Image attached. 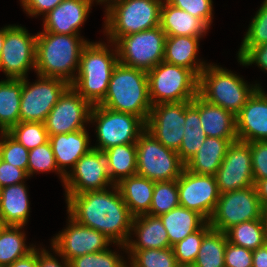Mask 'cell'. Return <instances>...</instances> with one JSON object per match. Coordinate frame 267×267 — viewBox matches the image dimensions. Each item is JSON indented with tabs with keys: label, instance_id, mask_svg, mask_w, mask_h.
I'll return each instance as SVG.
<instances>
[{
	"label": "cell",
	"instance_id": "680465c9",
	"mask_svg": "<svg viewBox=\"0 0 267 267\" xmlns=\"http://www.w3.org/2000/svg\"><path fill=\"white\" fill-rule=\"evenodd\" d=\"M111 1H114V0H97V4L98 3H100V4H102V3L104 4L105 3L107 5Z\"/></svg>",
	"mask_w": 267,
	"mask_h": 267
},
{
	"label": "cell",
	"instance_id": "6da1fadb",
	"mask_svg": "<svg viewBox=\"0 0 267 267\" xmlns=\"http://www.w3.org/2000/svg\"><path fill=\"white\" fill-rule=\"evenodd\" d=\"M110 188L65 194L67 213L77 223L101 232L126 252L125 245L131 237L134 216L122 199L117 185Z\"/></svg>",
	"mask_w": 267,
	"mask_h": 267
},
{
	"label": "cell",
	"instance_id": "d590c367",
	"mask_svg": "<svg viewBox=\"0 0 267 267\" xmlns=\"http://www.w3.org/2000/svg\"><path fill=\"white\" fill-rule=\"evenodd\" d=\"M225 232L211 229L204 237L193 265L195 267H225Z\"/></svg>",
	"mask_w": 267,
	"mask_h": 267
},
{
	"label": "cell",
	"instance_id": "52a82bcc",
	"mask_svg": "<svg viewBox=\"0 0 267 267\" xmlns=\"http://www.w3.org/2000/svg\"><path fill=\"white\" fill-rule=\"evenodd\" d=\"M147 77L152 106L192 101L198 95L199 77L186 67L162 61L147 72Z\"/></svg>",
	"mask_w": 267,
	"mask_h": 267
},
{
	"label": "cell",
	"instance_id": "e0dca14e",
	"mask_svg": "<svg viewBox=\"0 0 267 267\" xmlns=\"http://www.w3.org/2000/svg\"><path fill=\"white\" fill-rule=\"evenodd\" d=\"M191 101L153 105L146 130L165 147L178 151L184 136L185 109Z\"/></svg>",
	"mask_w": 267,
	"mask_h": 267
},
{
	"label": "cell",
	"instance_id": "c3c4849f",
	"mask_svg": "<svg viewBox=\"0 0 267 267\" xmlns=\"http://www.w3.org/2000/svg\"><path fill=\"white\" fill-rule=\"evenodd\" d=\"M253 250L236 246L227 241L225 267H252Z\"/></svg>",
	"mask_w": 267,
	"mask_h": 267
},
{
	"label": "cell",
	"instance_id": "44dd1931",
	"mask_svg": "<svg viewBox=\"0 0 267 267\" xmlns=\"http://www.w3.org/2000/svg\"><path fill=\"white\" fill-rule=\"evenodd\" d=\"M93 1L63 0L53 10L43 16V31L56 34H80V28L86 22Z\"/></svg>",
	"mask_w": 267,
	"mask_h": 267
},
{
	"label": "cell",
	"instance_id": "ffe728a7",
	"mask_svg": "<svg viewBox=\"0 0 267 267\" xmlns=\"http://www.w3.org/2000/svg\"><path fill=\"white\" fill-rule=\"evenodd\" d=\"M260 87L253 92L236 115V133L239 141H267V94Z\"/></svg>",
	"mask_w": 267,
	"mask_h": 267
},
{
	"label": "cell",
	"instance_id": "b9f144b4",
	"mask_svg": "<svg viewBox=\"0 0 267 267\" xmlns=\"http://www.w3.org/2000/svg\"><path fill=\"white\" fill-rule=\"evenodd\" d=\"M0 158L27 173L29 150L7 132H0Z\"/></svg>",
	"mask_w": 267,
	"mask_h": 267
},
{
	"label": "cell",
	"instance_id": "ee69618b",
	"mask_svg": "<svg viewBox=\"0 0 267 267\" xmlns=\"http://www.w3.org/2000/svg\"><path fill=\"white\" fill-rule=\"evenodd\" d=\"M240 47H255L267 43V0L251 20Z\"/></svg>",
	"mask_w": 267,
	"mask_h": 267
},
{
	"label": "cell",
	"instance_id": "836d02e7",
	"mask_svg": "<svg viewBox=\"0 0 267 267\" xmlns=\"http://www.w3.org/2000/svg\"><path fill=\"white\" fill-rule=\"evenodd\" d=\"M185 119V132L177 151L184 165L194 157L207 137L202 129L199 111L191 103L185 109Z\"/></svg>",
	"mask_w": 267,
	"mask_h": 267
},
{
	"label": "cell",
	"instance_id": "60d3db41",
	"mask_svg": "<svg viewBox=\"0 0 267 267\" xmlns=\"http://www.w3.org/2000/svg\"><path fill=\"white\" fill-rule=\"evenodd\" d=\"M208 221L198 230L186 236L183 240L172 246L177 264H193L203 240L211 230Z\"/></svg>",
	"mask_w": 267,
	"mask_h": 267
},
{
	"label": "cell",
	"instance_id": "ab89813d",
	"mask_svg": "<svg viewBox=\"0 0 267 267\" xmlns=\"http://www.w3.org/2000/svg\"><path fill=\"white\" fill-rule=\"evenodd\" d=\"M51 171L57 172L61 182L64 183L65 175L58 169L51 144L48 141L29 151L27 175L30 178L35 173Z\"/></svg>",
	"mask_w": 267,
	"mask_h": 267
},
{
	"label": "cell",
	"instance_id": "ac0fdd59",
	"mask_svg": "<svg viewBox=\"0 0 267 267\" xmlns=\"http://www.w3.org/2000/svg\"><path fill=\"white\" fill-rule=\"evenodd\" d=\"M215 178L220 194L254 186L250 143L232 142Z\"/></svg>",
	"mask_w": 267,
	"mask_h": 267
},
{
	"label": "cell",
	"instance_id": "f5cc1de1",
	"mask_svg": "<svg viewBox=\"0 0 267 267\" xmlns=\"http://www.w3.org/2000/svg\"><path fill=\"white\" fill-rule=\"evenodd\" d=\"M252 267H267V242L253 250Z\"/></svg>",
	"mask_w": 267,
	"mask_h": 267
},
{
	"label": "cell",
	"instance_id": "7402d4cb",
	"mask_svg": "<svg viewBox=\"0 0 267 267\" xmlns=\"http://www.w3.org/2000/svg\"><path fill=\"white\" fill-rule=\"evenodd\" d=\"M191 104L199 111L202 129L207 137L237 139L236 116L232 112L208 102L199 94Z\"/></svg>",
	"mask_w": 267,
	"mask_h": 267
},
{
	"label": "cell",
	"instance_id": "11a10c76",
	"mask_svg": "<svg viewBox=\"0 0 267 267\" xmlns=\"http://www.w3.org/2000/svg\"><path fill=\"white\" fill-rule=\"evenodd\" d=\"M262 207L267 205V178L257 180L254 184Z\"/></svg>",
	"mask_w": 267,
	"mask_h": 267
},
{
	"label": "cell",
	"instance_id": "f907efd6",
	"mask_svg": "<svg viewBox=\"0 0 267 267\" xmlns=\"http://www.w3.org/2000/svg\"><path fill=\"white\" fill-rule=\"evenodd\" d=\"M63 0H20L21 6L28 16L46 15Z\"/></svg>",
	"mask_w": 267,
	"mask_h": 267
},
{
	"label": "cell",
	"instance_id": "2e32d148",
	"mask_svg": "<svg viewBox=\"0 0 267 267\" xmlns=\"http://www.w3.org/2000/svg\"><path fill=\"white\" fill-rule=\"evenodd\" d=\"M112 183L103 151L91 149L65 176V194L107 189Z\"/></svg>",
	"mask_w": 267,
	"mask_h": 267
},
{
	"label": "cell",
	"instance_id": "9a60e30c",
	"mask_svg": "<svg viewBox=\"0 0 267 267\" xmlns=\"http://www.w3.org/2000/svg\"><path fill=\"white\" fill-rule=\"evenodd\" d=\"M177 186L179 204L198 212L208 221L220 196L215 176L195 174L184 167Z\"/></svg>",
	"mask_w": 267,
	"mask_h": 267
},
{
	"label": "cell",
	"instance_id": "cb8c5ba5",
	"mask_svg": "<svg viewBox=\"0 0 267 267\" xmlns=\"http://www.w3.org/2000/svg\"><path fill=\"white\" fill-rule=\"evenodd\" d=\"M134 234L136 240L130 238L125 245L126 250L165 249L170 247L167 231L159 216L149 214L135 216L130 236Z\"/></svg>",
	"mask_w": 267,
	"mask_h": 267
},
{
	"label": "cell",
	"instance_id": "91938a15",
	"mask_svg": "<svg viewBox=\"0 0 267 267\" xmlns=\"http://www.w3.org/2000/svg\"><path fill=\"white\" fill-rule=\"evenodd\" d=\"M177 267H195L193 264H178Z\"/></svg>",
	"mask_w": 267,
	"mask_h": 267
},
{
	"label": "cell",
	"instance_id": "484cf974",
	"mask_svg": "<svg viewBox=\"0 0 267 267\" xmlns=\"http://www.w3.org/2000/svg\"><path fill=\"white\" fill-rule=\"evenodd\" d=\"M200 38L202 37L166 36L163 61L186 67L199 77L208 65L197 58Z\"/></svg>",
	"mask_w": 267,
	"mask_h": 267
},
{
	"label": "cell",
	"instance_id": "4fadbf2b",
	"mask_svg": "<svg viewBox=\"0 0 267 267\" xmlns=\"http://www.w3.org/2000/svg\"><path fill=\"white\" fill-rule=\"evenodd\" d=\"M36 35L25 27L5 26V40L0 54V70L6 78L24 79L29 70H35Z\"/></svg>",
	"mask_w": 267,
	"mask_h": 267
},
{
	"label": "cell",
	"instance_id": "9c48e42d",
	"mask_svg": "<svg viewBox=\"0 0 267 267\" xmlns=\"http://www.w3.org/2000/svg\"><path fill=\"white\" fill-rule=\"evenodd\" d=\"M137 175L154 182L177 180L185 165L177 151L165 147L146 129L137 142Z\"/></svg>",
	"mask_w": 267,
	"mask_h": 267
},
{
	"label": "cell",
	"instance_id": "4dcf8cb0",
	"mask_svg": "<svg viewBox=\"0 0 267 267\" xmlns=\"http://www.w3.org/2000/svg\"><path fill=\"white\" fill-rule=\"evenodd\" d=\"M109 177L114 185L137 174L136 144H122L103 151Z\"/></svg>",
	"mask_w": 267,
	"mask_h": 267
},
{
	"label": "cell",
	"instance_id": "f1b7e54d",
	"mask_svg": "<svg viewBox=\"0 0 267 267\" xmlns=\"http://www.w3.org/2000/svg\"><path fill=\"white\" fill-rule=\"evenodd\" d=\"M116 185L122 199L134 217L149 212L155 185L154 181L136 174L122 179Z\"/></svg>",
	"mask_w": 267,
	"mask_h": 267
},
{
	"label": "cell",
	"instance_id": "277c9868",
	"mask_svg": "<svg viewBox=\"0 0 267 267\" xmlns=\"http://www.w3.org/2000/svg\"><path fill=\"white\" fill-rule=\"evenodd\" d=\"M99 105L134 114L146 123L152 108L147 72L118 62L112 71L105 98Z\"/></svg>",
	"mask_w": 267,
	"mask_h": 267
},
{
	"label": "cell",
	"instance_id": "603a6c76",
	"mask_svg": "<svg viewBox=\"0 0 267 267\" xmlns=\"http://www.w3.org/2000/svg\"><path fill=\"white\" fill-rule=\"evenodd\" d=\"M49 142L54 153L56 165L65 176L68 173V169H72L77 161L92 149L87 129L49 136Z\"/></svg>",
	"mask_w": 267,
	"mask_h": 267
},
{
	"label": "cell",
	"instance_id": "30bf717a",
	"mask_svg": "<svg viewBox=\"0 0 267 267\" xmlns=\"http://www.w3.org/2000/svg\"><path fill=\"white\" fill-rule=\"evenodd\" d=\"M165 39L160 26L119 38L114 43L119 63L149 72L164 59Z\"/></svg>",
	"mask_w": 267,
	"mask_h": 267
},
{
	"label": "cell",
	"instance_id": "d6986e66",
	"mask_svg": "<svg viewBox=\"0 0 267 267\" xmlns=\"http://www.w3.org/2000/svg\"><path fill=\"white\" fill-rule=\"evenodd\" d=\"M68 219V226L51 240V246L67 261L106 250L113 243L101 232L77 223L69 215Z\"/></svg>",
	"mask_w": 267,
	"mask_h": 267
},
{
	"label": "cell",
	"instance_id": "9f6ffc18",
	"mask_svg": "<svg viewBox=\"0 0 267 267\" xmlns=\"http://www.w3.org/2000/svg\"><path fill=\"white\" fill-rule=\"evenodd\" d=\"M4 40H5V27L0 29V54L2 51V47L4 45Z\"/></svg>",
	"mask_w": 267,
	"mask_h": 267
},
{
	"label": "cell",
	"instance_id": "6f0895ef",
	"mask_svg": "<svg viewBox=\"0 0 267 267\" xmlns=\"http://www.w3.org/2000/svg\"><path fill=\"white\" fill-rule=\"evenodd\" d=\"M263 219L267 226V205L263 207Z\"/></svg>",
	"mask_w": 267,
	"mask_h": 267
},
{
	"label": "cell",
	"instance_id": "e575fe53",
	"mask_svg": "<svg viewBox=\"0 0 267 267\" xmlns=\"http://www.w3.org/2000/svg\"><path fill=\"white\" fill-rule=\"evenodd\" d=\"M225 233L228 242L250 250H255L267 242V226L264 219L239 223Z\"/></svg>",
	"mask_w": 267,
	"mask_h": 267
},
{
	"label": "cell",
	"instance_id": "d6a6232c",
	"mask_svg": "<svg viewBox=\"0 0 267 267\" xmlns=\"http://www.w3.org/2000/svg\"><path fill=\"white\" fill-rule=\"evenodd\" d=\"M23 226L2 225L0 227V265L8 267L17 259L27 256L36 246L26 245Z\"/></svg>",
	"mask_w": 267,
	"mask_h": 267
},
{
	"label": "cell",
	"instance_id": "83f0119b",
	"mask_svg": "<svg viewBox=\"0 0 267 267\" xmlns=\"http://www.w3.org/2000/svg\"><path fill=\"white\" fill-rule=\"evenodd\" d=\"M237 140L206 137L194 157L185 164V168L195 174L215 176L223 162L228 146Z\"/></svg>",
	"mask_w": 267,
	"mask_h": 267
},
{
	"label": "cell",
	"instance_id": "8d00e7d4",
	"mask_svg": "<svg viewBox=\"0 0 267 267\" xmlns=\"http://www.w3.org/2000/svg\"><path fill=\"white\" fill-rule=\"evenodd\" d=\"M126 267H177L176 257L171 247L165 249L126 250Z\"/></svg>",
	"mask_w": 267,
	"mask_h": 267
},
{
	"label": "cell",
	"instance_id": "db71d44e",
	"mask_svg": "<svg viewBox=\"0 0 267 267\" xmlns=\"http://www.w3.org/2000/svg\"><path fill=\"white\" fill-rule=\"evenodd\" d=\"M8 267H38L37 266V248L30 252L27 256L17 259Z\"/></svg>",
	"mask_w": 267,
	"mask_h": 267
},
{
	"label": "cell",
	"instance_id": "ba28073f",
	"mask_svg": "<svg viewBox=\"0 0 267 267\" xmlns=\"http://www.w3.org/2000/svg\"><path fill=\"white\" fill-rule=\"evenodd\" d=\"M90 122L97 123L95 133L98 144L92 148L100 151L117 145L135 144L146 129V123L140 117L100 105L92 106Z\"/></svg>",
	"mask_w": 267,
	"mask_h": 267
},
{
	"label": "cell",
	"instance_id": "1f68e13d",
	"mask_svg": "<svg viewBox=\"0 0 267 267\" xmlns=\"http://www.w3.org/2000/svg\"><path fill=\"white\" fill-rule=\"evenodd\" d=\"M22 79L0 81V132H7L20 122Z\"/></svg>",
	"mask_w": 267,
	"mask_h": 267
},
{
	"label": "cell",
	"instance_id": "7a4b0ae2",
	"mask_svg": "<svg viewBox=\"0 0 267 267\" xmlns=\"http://www.w3.org/2000/svg\"><path fill=\"white\" fill-rule=\"evenodd\" d=\"M88 42L80 34L38 32L35 52L36 74L59 78L71 85L77 75L75 72H78L81 51Z\"/></svg>",
	"mask_w": 267,
	"mask_h": 267
},
{
	"label": "cell",
	"instance_id": "f6af8a7d",
	"mask_svg": "<svg viewBox=\"0 0 267 267\" xmlns=\"http://www.w3.org/2000/svg\"><path fill=\"white\" fill-rule=\"evenodd\" d=\"M172 6L182 9L201 19L209 28L213 19L212 0H166Z\"/></svg>",
	"mask_w": 267,
	"mask_h": 267
},
{
	"label": "cell",
	"instance_id": "3957f363",
	"mask_svg": "<svg viewBox=\"0 0 267 267\" xmlns=\"http://www.w3.org/2000/svg\"><path fill=\"white\" fill-rule=\"evenodd\" d=\"M114 45L112 42L115 49H108L105 42L89 41L81 51L78 72L71 87L92 106L104 100L112 71L119 62Z\"/></svg>",
	"mask_w": 267,
	"mask_h": 267
},
{
	"label": "cell",
	"instance_id": "f546056e",
	"mask_svg": "<svg viewBox=\"0 0 267 267\" xmlns=\"http://www.w3.org/2000/svg\"><path fill=\"white\" fill-rule=\"evenodd\" d=\"M159 217L167 231L171 248L189 234L198 231L207 222L198 212L181 205Z\"/></svg>",
	"mask_w": 267,
	"mask_h": 267
},
{
	"label": "cell",
	"instance_id": "5bb4252c",
	"mask_svg": "<svg viewBox=\"0 0 267 267\" xmlns=\"http://www.w3.org/2000/svg\"><path fill=\"white\" fill-rule=\"evenodd\" d=\"M91 109L92 105L70 86L47 115L44 124L48 136L86 129Z\"/></svg>",
	"mask_w": 267,
	"mask_h": 267
},
{
	"label": "cell",
	"instance_id": "7c38bea8",
	"mask_svg": "<svg viewBox=\"0 0 267 267\" xmlns=\"http://www.w3.org/2000/svg\"><path fill=\"white\" fill-rule=\"evenodd\" d=\"M38 76V81L22 79L20 122H45L47 115L63 93L71 86L68 82L51 77Z\"/></svg>",
	"mask_w": 267,
	"mask_h": 267
},
{
	"label": "cell",
	"instance_id": "681fc988",
	"mask_svg": "<svg viewBox=\"0 0 267 267\" xmlns=\"http://www.w3.org/2000/svg\"><path fill=\"white\" fill-rule=\"evenodd\" d=\"M28 178L27 173L16 166L3 161L0 158V185L1 187L10 186L13 184H18L25 182L24 180Z\"/></svg>",
	"mask_w": 267,
	"mask_h": 267
},
{
	"label": "cell",
	"instance_id": "816d5d0a",
	"mask_svg": "<svg viewBox=\"0 0 267 267\" xmlns=\"http://www.w3.org/2000/svg\"><path fill=\"white\" fill-rule=\"evenodd\" d=\"M54 253L62 258L61 262L45 248H37V266L38 267H70L69 261H67L62 255H60L52 246Z\"/></svg>",
	"mask_w": 267,
	"mask_h": 267
},
{
	"label": "cell",
	"instance_id": "7dc6e473",
	"mask_svg": "<svg viewBox=\"0 0 267 267\" xmlns=\"http://www.w3.org/2000/svg\"><path fill=\"white\" fill-rule=\"evenodd\" d=\"M237 54L240 65L249 66L255 63L261 70L267 71V43L255 47H240Z\"/></svg>",
	"mask_w": 267,
	"mask_h": 267
},
{
	"label": "cell",
	"instance_id": "f35d334b",
	"mask_svg": "<svg viewBox=\"0 0 267 267\" xmlns=\"http://www.w3.org/2000/svg\"><path fill=\"white\" fill-rule=\"evenodd\" d=\"M179 205L177 180L155 182L152 202L147 214L160 216Z\"/></svg>",
	"mask_w": 267,
	"mask_h": 267
},
{
	"label": "cell",
	"instance_id": "74e56055",
	"mask_svg": "<svg viewBox=\"0 0 267 267\" xmlns=\"http://www.w3.org/2000/svg\"><path fill=\"white\" fill-rule=\"evenodd\" d=\"M7 133L29 151L49 141V136L43 122H19Z\"/></svg>",
	"mask_w": 267,
	"mask_h": 267
},
{
	"label": "cell",
	"instance_id": "5b68a950",
	"mask_svg": "<svg viewBox=\"0 0 267 267\" xmlns=\"http://www.w3.org/2000/svg\"><path fill=\"white\" fill-rule=\"evenodd\" d=\"M163 0H114L105 7L104 33L108 43L160 26Z\"/></svg>",
	"mask_w": 267,
	"mask_h": 267
},
{
	"label": "cell",
	"instance_id": "4316f807",
	"mask_svg": "<svg viewBox=\"0 0 267 267\" xmlns=\"http://www.w3.org/2000/svg\"><path fill=\"white\" fill-rule=\"evenodd\" d=\"M160 27L166 36L202 37L209 27L199 18L176 8L163 0L160 16Z\"/></svg>",
	"mask_w": 267,
	"mask_h": 267
},
{
	"label": "cell",
	"instance_id": "7bdbcfd3",
	"mask_svg": "<svg viewBox=\"0 0 267 267\" xmlns=\"http://www.w3.org/2000/svg\"><path fill=\"white\" fill-rule=\"evenodd\" d=\"M123 258L118 252L108 248L73 258L69 263L70 267H126L127 262Z\"/></svg>",
	"mask_w": 267,
	"mask_h": 267
},
{
	"label": "cell",
	"instance_id": "8992f818",
	"mask_svg": "<svg viewBox=\"0 0 267 267\" xmlns=\"http://www.w3.org/2000/svg\"><path fill=\"white\" fill-rule=\"evenodd\" d=\"M259 86L248 85L231 70L208 64L199 75L198 94L236 116Z\"/></svg>",
	"mask_w": 267,
	"mask_h": 267
},
{
	"label": "cell",
	"instance_id": "d4e9b609",
	"mask_svg": "<svg viewBox=\"0 0 267 267\" xmlns=\"http://www.w3.org/2000/svg\"><path fill=\"white\" fill-rule=\"evenodd\" d=\"M21 182L2 187L0 192V221L2 225L25 226L30 202L27 186Z\"/></svg>",
	"mask_w": 267,
	"mask_h": 267
},
{
	"label": "cell",
	"instance_id": "8fae6325",
	"mask_svg": "<svg viewBox=\"0 0 267 267\" xmlns=\"http://www.w3.org/2000/svg\"><path fill=\"white\" fill-rule=\"evenodd\" d=\"M263 219V207L255 186L220 194L210 219L212 229L226 232L242 222Z\"/></svg>",
	"mask_w": 267,
	"mask_h": 267
},
{
	"label": "cell",
	"instance_id": "bcb514c9",
	"mask_svg": "<svg viewBox=\"0 0 267 267\" xmlns=\"http://www.w3.org/2000/svg\"><path fill=\"white\" fill-rule=\"evenodd\" d=\"M254 182L267 178V141L250 142Z\"/></svg>",
	"mask_w": 267,
	"mask_h": 267
}]
</instances>
